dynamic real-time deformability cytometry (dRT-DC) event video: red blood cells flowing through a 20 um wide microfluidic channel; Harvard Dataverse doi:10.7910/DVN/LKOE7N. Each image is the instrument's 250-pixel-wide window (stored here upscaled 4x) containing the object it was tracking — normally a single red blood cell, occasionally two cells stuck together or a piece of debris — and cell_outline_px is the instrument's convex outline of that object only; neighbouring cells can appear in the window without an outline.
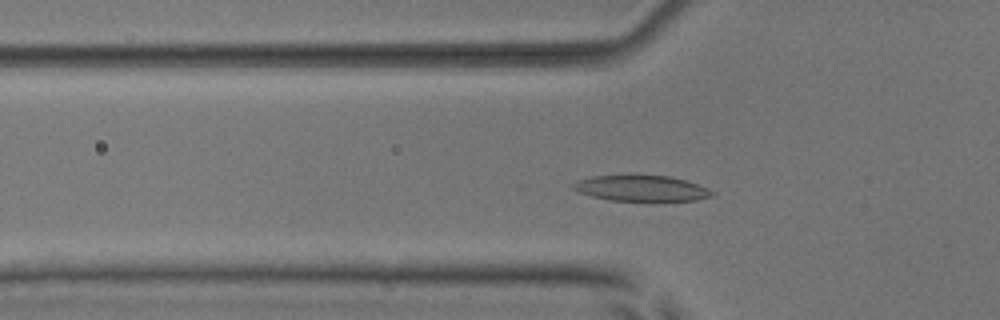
{"species": "common noctule bat (a hibernating species)", "species_latin": "Nyctalus noctula", "temperature_condition": "room temperature", "stored_images_in_passage": 51, "camera_frame_rate_fps": 3000, "um_per_image_px": 0.085, "animal": {"sex": "male", "body_mass_g": 17.9, "forearm_length_mm": 54.2}, "frame": {"image": 1, "passage_image": 16, "time_ms": 5.0, "image_size_px": [1000, 320], "cell_outline_px": [[716, 192], [712, 196], [696, 200], [608, 200], [592, 196], [580, 192], [572, 188], [572, 184], [576, 180], [592, 176], [628, 172], [668, 176], [684, 180], [708, 188]], "centroid_in_image_um": [54.45, 15.95], "position_along_channel_um": 71.4, "area_um2": 21.5}}
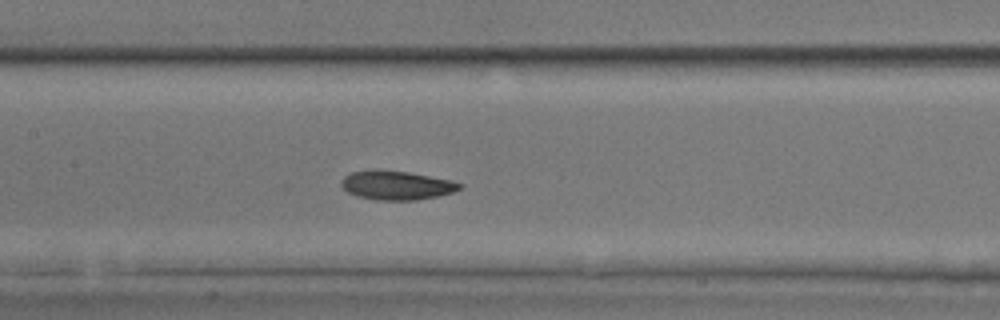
{"frame": {"image": 2, "passage_image": 24, "time_ms": 7.667, "image_size_px": [1000, 320], "cell_outline_px": [[464, 184], [460, 188], [452, 192], [436, 196], [416, 200], [376, 200], [356, 196], [348, 192], [340, 184], [340, 180], [344, 176], [352, 172], [408, 172], [452, 180]], "centroid_in_image_um": [33.73, 15.78], "position_along_channel_um": 173.7, "area_um2": 19.36}}
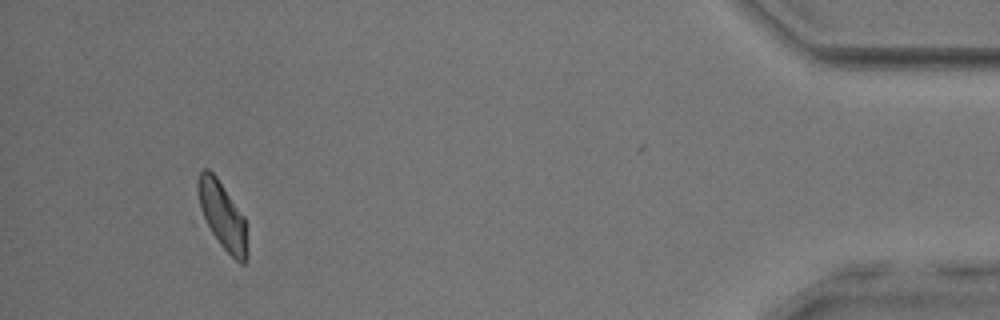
{"frame": {"image": 3, "passage_image": 48, "time_ms": 15.667, "image_size_px": [1000, 320], "cell_outline_px": [[248, 260], [244, 264], [240, 264], [220, 244], [212, 232], [200, 208], [196, 184], [196, 180], [200, 172], [204, 168], [208, 168], [216, 176], [244, 216], [248, 248]], "centroid_in_image_um": [18.92, 18.33], "position_along_channel_um": 416.3, "area_um2": 19.25}, "authors_computed_cell_mechanics": {"area_um2": 20.1722, "velocity_mm_per_s": 3.852, "shape_relaxation_time_tau1_ms": 3.1562, "shape_relaxation_time_tau2_ms": 3.2579, "deformation_change_tau1": 0.095, "deformation_change_tau2": 0.0873}}